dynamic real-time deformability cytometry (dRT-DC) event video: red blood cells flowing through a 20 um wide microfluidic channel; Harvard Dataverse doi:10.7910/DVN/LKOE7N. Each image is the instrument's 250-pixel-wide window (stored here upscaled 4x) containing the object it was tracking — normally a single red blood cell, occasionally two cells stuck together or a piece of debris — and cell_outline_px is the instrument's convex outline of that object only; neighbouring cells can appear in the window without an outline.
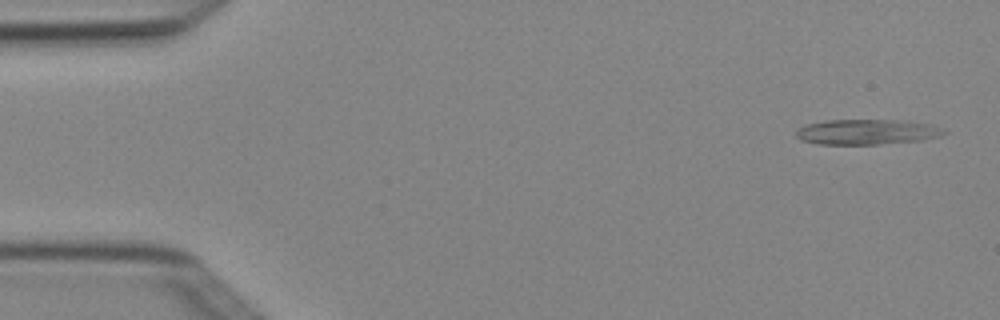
{"species": "Egyptian fruit bat (a non-hibernating species)", "species_latin": "Rousettus aegyptiacus", "temperature_condition": "cold", "stored_images_in_passage": 5, "camera_frame_rate_fps": 3000, "um_per_image_px": 0.085, "animal": {"sex": "female"}, "frame": {"image": 1, "passage_image": 1, "time_ms": 0.0, "image_size_px": [1000, 320], "cell_outline_px": [[948, 132], [940, 136], [924, 140], [880, 144], [816, 144], [800, 140], [796, 136], [796, 128], [808, 124], [828, 120], [900, 120], [932, 124]], "centroid_in_image_um": [73.68, 11.22], "position_along_channel_um": 11.3, "area_um2": 21.85}}
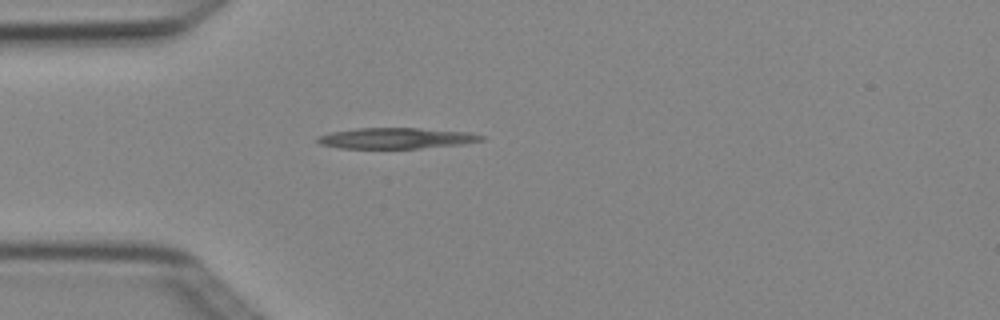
{"frame": {"image": 2, "passage_image": 4, "time_ms": 1.0, "image_size_px": [1000, 320], "cell_outline_px": [[484, 140], [460, 144], [420, 148], [340, 148], [320, 144], [316, 140], [316, 136], [328, 132], [356, 128], [416, 128], [468, 132], [484, 136]], "centroid_in_image_um": [33.6, 11.74], "position_along_channel_um": 51.4, "area_um2": 19.83}}